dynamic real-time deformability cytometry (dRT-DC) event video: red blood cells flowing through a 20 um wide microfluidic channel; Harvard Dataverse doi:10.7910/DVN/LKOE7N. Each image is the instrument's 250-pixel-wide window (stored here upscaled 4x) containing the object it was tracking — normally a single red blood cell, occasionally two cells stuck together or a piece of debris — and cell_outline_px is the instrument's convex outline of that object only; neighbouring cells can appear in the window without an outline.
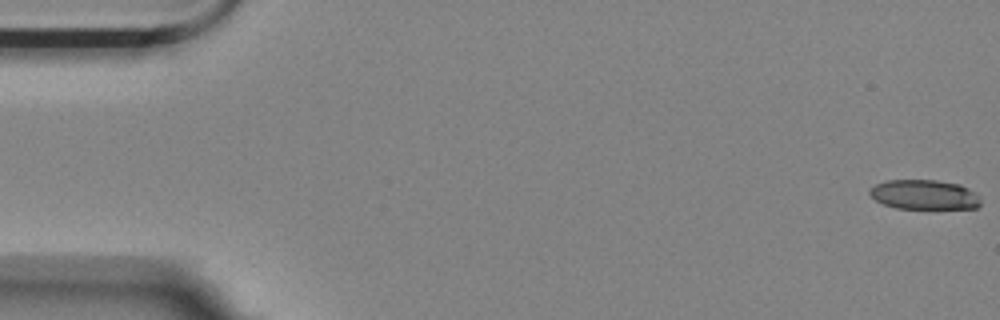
{"species": "Egyptian fruit bat (a non-hibernating species)", "species_latin": "Rousettus aegyptiacus", "temperature_condition": "room temperature", "stored_images_in_passage": 11, "camera_frame_rate_fps": 3000, "um_per_image_px": 0.085, "animal": {"sex": "female"}, "frame": {"image": 1, "passage_image": 1, "time_ms": 0.0, "image_size_px": [1000, 320], "cell_outline_px": [[980, 204], [976, 208], [896, 208], [884, 204], [876, 200], [868, 192], [876, 184], [888, 180], [936, 180], [960, 184], [968, 188], [980, 196]], "centroid_in_image_um": [78.59, 16.54], "position_along_channel_um": 6.4, "area_um2": 19.02}}